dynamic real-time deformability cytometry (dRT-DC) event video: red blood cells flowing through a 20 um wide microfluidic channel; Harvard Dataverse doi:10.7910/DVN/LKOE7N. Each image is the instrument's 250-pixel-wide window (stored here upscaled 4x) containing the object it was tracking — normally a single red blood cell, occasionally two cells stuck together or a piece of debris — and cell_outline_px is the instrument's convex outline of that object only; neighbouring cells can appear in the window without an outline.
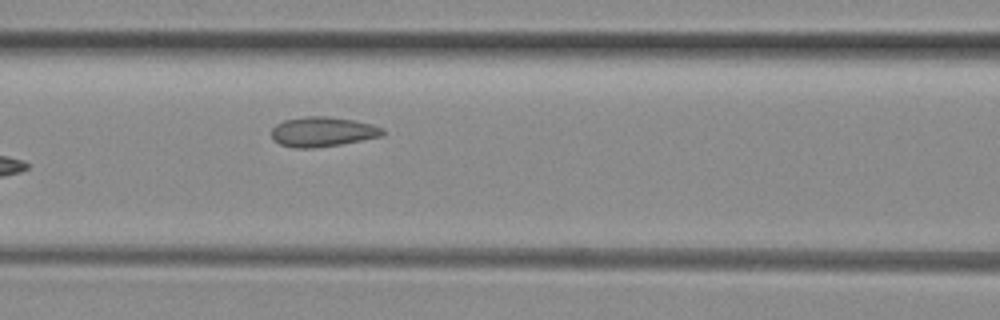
{"species": "common noctule bat (a hibernating species)", "species_latin": "Nyctalus noctula", "temperature_condition": "room temperature", "stored_images_in_passage": 7, "segment_of_instrument_passage": [1, 2], "camera_frame_rate_fps": 3000, "um_per_image_px": 0.085, "animal": {"sex": "female", "body_mass_g": 29.2, "forearm_length_mm": 56.3}, "frame": {"image": 1, "passage_image": 6, "time_ms": 1.667, "image_size_px": [1000, 320], "cell_outline_px": [[384, 132], [380, 136], [340, 144], [312, 148], [296, 148], [280, 144], [272, 136], [272, 128], [276, 124], [284, 120], [304, 116], [328, 116], [352, 120], [372, 124], [384, 128]], "centroid_in_image_um": [27.4, 11.19], "position_along_channel_um": 139.2, "area_um2": 19.07}}